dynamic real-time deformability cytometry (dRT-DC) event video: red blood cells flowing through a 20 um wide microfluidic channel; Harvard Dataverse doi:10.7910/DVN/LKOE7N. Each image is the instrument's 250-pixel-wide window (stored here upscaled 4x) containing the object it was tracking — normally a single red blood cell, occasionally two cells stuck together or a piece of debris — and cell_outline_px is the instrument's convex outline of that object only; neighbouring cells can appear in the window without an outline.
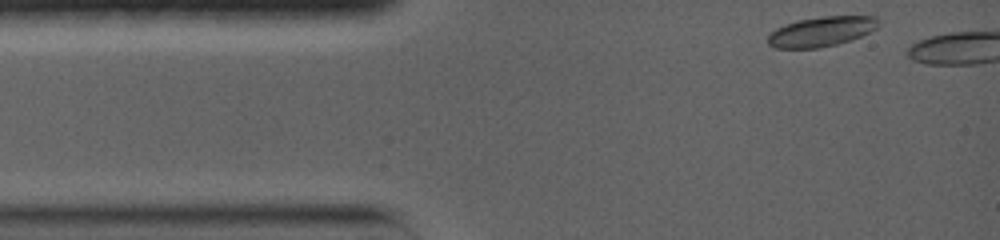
{"species": "common noctule bat (a hibernating species)", "species_latin": "Nyctalus noctula", "temperature_condition": "warm", "stored_images_in_passage": 3, "camera_frame_rate_fps": 5000, "um_per_image_px": 0.085, "animal": {"sex": "female", "body_mass_g": 19.0, "forearm_length_mm": 56.7}, "frame": {"image": 1, "passage_image": 1, "time_ms": 0.0, "image_size_px": [1000, 240], "cell_outline_px": [[880, 24], [876, 28], [852, 40], [836, 44], [816, 48], [772, 48], [768, 44], [768, 32], [784, 24], [796, 20], [824, 16], [876, 16], [880, 20]], "centroid_in_image_um": [69.79, 2.67], "position_along_channel_um": 15.2, "area_um2": 19.42}}